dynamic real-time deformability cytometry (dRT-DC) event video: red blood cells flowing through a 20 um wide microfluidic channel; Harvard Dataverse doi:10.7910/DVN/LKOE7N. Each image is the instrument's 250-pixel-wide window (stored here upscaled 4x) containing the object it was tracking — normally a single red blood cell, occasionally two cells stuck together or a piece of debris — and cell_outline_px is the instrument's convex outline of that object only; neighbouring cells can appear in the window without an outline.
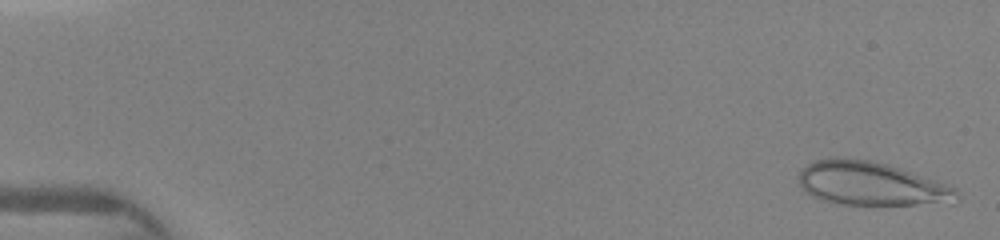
{"species": "human", "species_latin": "Homo sapiens", "temperature_condition": "warm", "stored_images_in_passage": 45, "camera_frame_rate_fps": 3000, "um_per_image_px": 0.085, "donor": {"sex": "female"}, "frame": {"image": 1, "passage_image": 1, "time_ms": 0.0, "image_size_px": [1000, 240], "cell_outline_px": [[960, 200], [952, 204], [836, 204], [812, 196], [804, 192], [800, 184], [800, 172], [808, 164], [816, 160], [832, 156], [836, 156], [868, 160], [888, 164], [900, 168], [956, 188], [960, 196]], "centroid_in_image_um": [74.07, 15.62], "position_along_channel_um": 10.9, "area_um2": 40.23}}
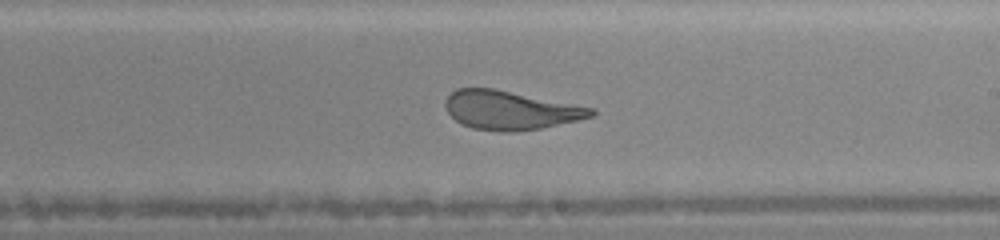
{"frame": {"image": 2, "passage_image": 27, "time_ms": 8.667, "image_size_px": [1000, 240], "cell_outline_px": [[596, 112], [592, 116], [576, 120], [540, 128], [512, 132], [504, 132], [472, 128], [460, 124], [448, 112], [444, 104], [444, 100], [456, 88], [496, 88], [596, 108]], "centroid_in_image_um": [43.36, 9.35], "position_along_channel_um": 245.6, "area_um2": 33.06}}
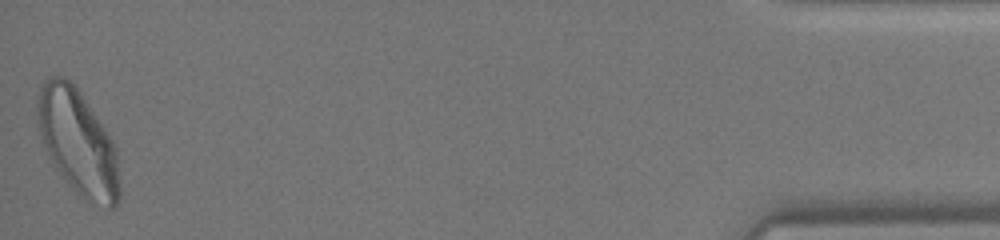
{"frame": {"image": 3, "passage_image": 45, "time_ms": 14.667, "image_size_px": [1000, 240], "cell_outline_px": [[120, 200], [112, 208], [108, 208], [76, 192], [56, 168], [44, 144], [36, 112], [36, 100], [40, 84], [48, 76], [64, 76], [80, 92], [112, 140], [116, 148], [120, 184]], "centroid_in_image_um": [6.62, 12.05], "position_along_channel_um": 428.6, "area_um2": 49.42}}